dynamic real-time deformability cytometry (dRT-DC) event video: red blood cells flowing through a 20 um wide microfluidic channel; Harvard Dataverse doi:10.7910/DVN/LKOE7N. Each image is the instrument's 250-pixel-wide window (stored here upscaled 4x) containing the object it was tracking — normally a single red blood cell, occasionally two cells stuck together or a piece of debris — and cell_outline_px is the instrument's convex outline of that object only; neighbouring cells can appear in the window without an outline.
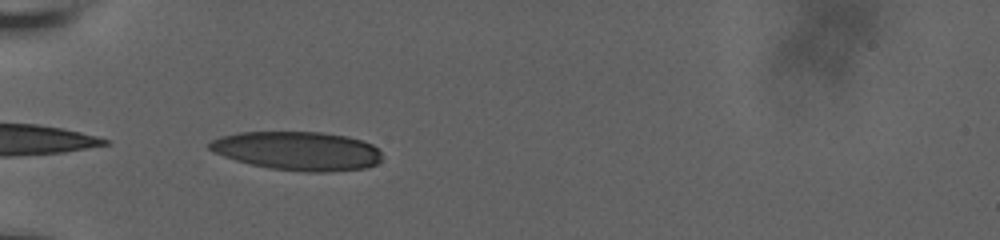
{"species": "human", "species_latin": "Homo sapiens", "temperature_condition": "room temperature", "stored_images_in_passage": 12, "camera_frame_rate_fps": 3000, "um_per_image_px": 0.085, "donor": {"sex": "male"}, "frame": {"image": 1, "passage_image": 1, "time_ms": 0.0, "image_size_px": [1000, 240], "cell_outline_px": [[380, 160], [376, 164], [368, 168], [328, 172], [308, 172], [268, 168], [236, 160], [224, 156], [208, 148], [208, 144], [212, 140], [220, 136], [240, 132], [320, 132], [348, 136], [372, 144], [380, 152]], "centroid_in_image_um": [25.31, 12.83], "position_along_channel_um": 59.7, "area_um2": 38.9}}
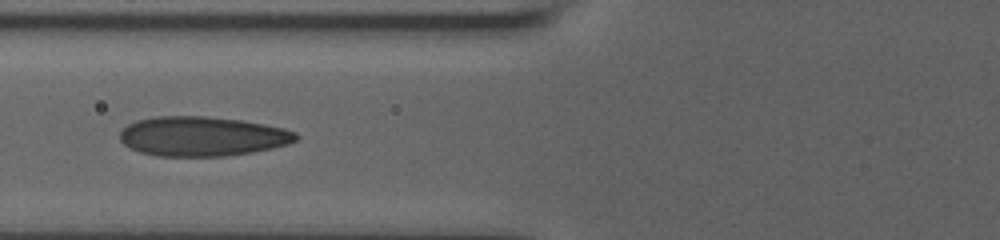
{"frame": {"image": 2, "passage_image": 6, "time_ms": 1.667, "image_size_px": [1000, 240], "cell_outline_px": [[300, 140], [288, 144], [272, 148], [252, 152], [224, 156], [156, 156], [140, 152], [124, 144], [120, 140], [120, 132], [128, 124], [136, 120], [156, 116], [204, 116], [240, 120], [264, 124], [284, 128], [296, 132], [300, 136]], "centroid_in_image_um": [17.22, 11.58], "position_along_channel_um": 108.6, "area_um2": 40.75}}
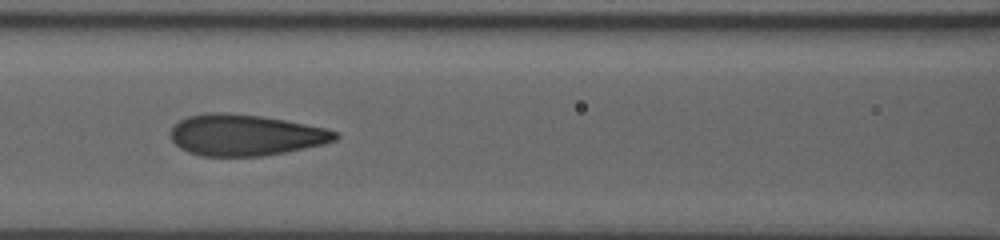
{"frame": {"image": 3, "passage_image": 9, "time_ms": 2.667, "image_size_px": [1000, 240], "cell_outline_px": [[340, 136], [336, 140], [324, 144], [264, 156], [200, 156], [188, 152], [180, 148], [168, 136], [172, 128], [180, 120], [188, 116], [208, 112], [224, 112], [260, 116], [284, 120], [328, 128], [336, 132]], "centroid_in_image_um": [20.84, 11.48], "position_along_channel_um": 145.8, "area_um2": 39.65}}